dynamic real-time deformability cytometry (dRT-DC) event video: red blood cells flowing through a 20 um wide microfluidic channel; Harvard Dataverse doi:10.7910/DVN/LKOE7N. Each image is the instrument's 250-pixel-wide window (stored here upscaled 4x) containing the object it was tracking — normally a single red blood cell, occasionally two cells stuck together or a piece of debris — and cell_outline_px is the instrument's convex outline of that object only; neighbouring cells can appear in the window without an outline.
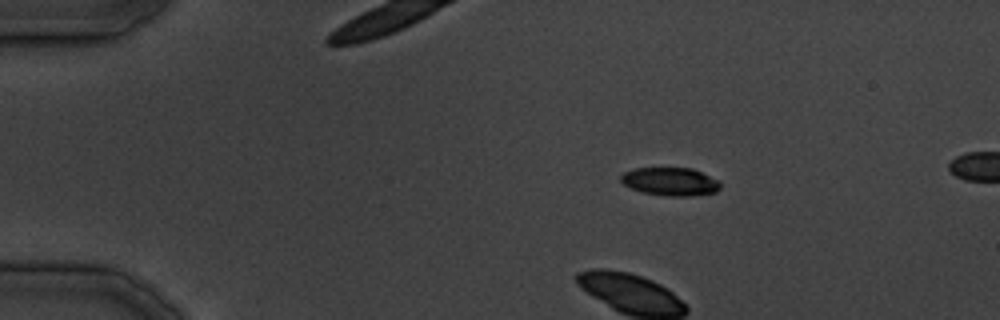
{"species": "common noctule bat (a hibernating species)", "species_latin": "Nyctalus noctula", "temperature_condition": "cold", "stored_images_in_passage": 10, "camera_frame_rate_fps": 3000, "um_per_image_px": 0.085, "animal": {"sex": "male", "body_mass_g": 19.5, "forearm_length_mm": 54.6}, "frame": {"image": 1, "passage_image": 4, "time_ms": 4.333, "image_size_px": [1000, 320], "cell_outline_px": [[720, 188], [716, 192], [692, 196], [668, 196], [644, 192], [632, 188], [624, 184], [620, 180], [620, 176], [624, 172], [636, 168], [692, 168], [716, 180], [720, 184]], "centroid_in_image_um": [56.96, 15.43], "position_along_channel_um": 28.0, "area_um2": 16.07}}